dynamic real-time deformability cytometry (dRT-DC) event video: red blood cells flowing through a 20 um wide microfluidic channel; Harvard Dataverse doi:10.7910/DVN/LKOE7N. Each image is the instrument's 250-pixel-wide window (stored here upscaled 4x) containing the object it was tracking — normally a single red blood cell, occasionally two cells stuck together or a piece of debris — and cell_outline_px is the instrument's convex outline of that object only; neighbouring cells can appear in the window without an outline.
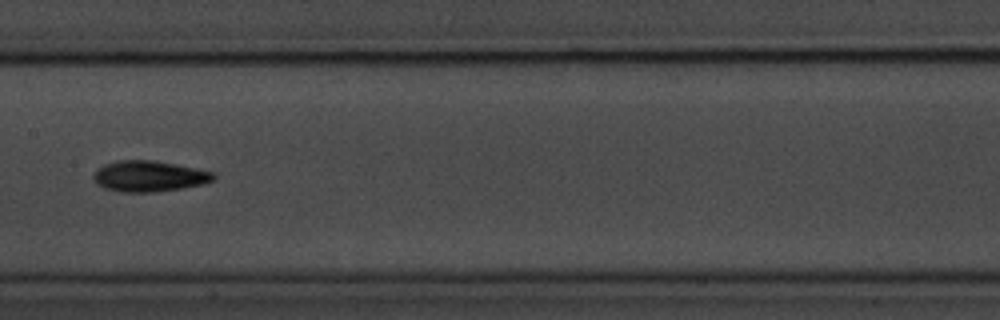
{"species": "common noctule bat (a hibernating species)", "species_latin": "Nyctalus noctula", "temperature_condition": "room temperature", "stored_images_in_passage": 10, "camera_frame_rate_fps": 3000, "um_per_image_px": 0.085, "animal": {"sex": "male", "body_mass_g": 20.1, "forearm_length_mm": 53.5}, "frame": {"image": 1, "passage_image": 9, "time_ms": 9.333, "image_size_px": [1000, 320], "cell_outline_px": [[216, 176], [212, 180], [204, 184], [180, 188], [152, 192], [120, 192], [104, 188], [96, 184], [92, 176], [96, 168], [104, 164], [116, 160], [152, 160], [216, 172]], "centroid_in_image_um": [12.63, 14.97], "position_along_channel_um": 194.8, "area_um2": 21.68}}
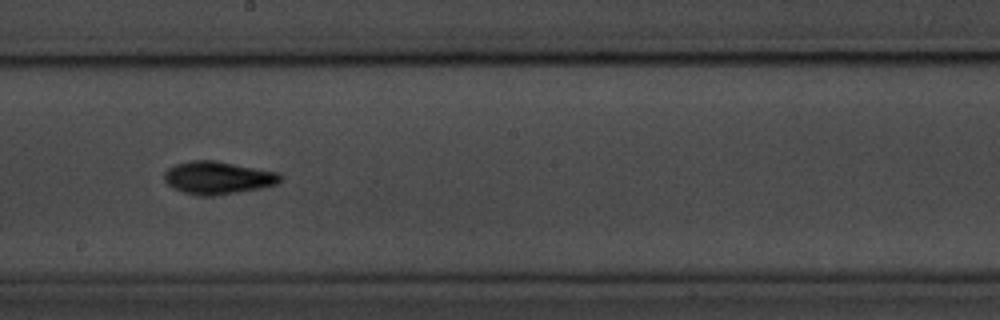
{"frame": {"image": 2, "passage_image": 10, "time_ms": 10.333, "image_size_px": [1000, 320], "cell_outline_px": [[280, 180], [276, 184], [260, 188], [212, 196], [204, 196], [184, 192], [172, 188], [164, 180], [164, 172], [168, 168], [176, 164], [188, 160], [212, 160], [280, 172]], "centroid_in_image_um": [18.48, 15.1], "position_along_channel_um": 229.7, "area_um2": 21.96}}